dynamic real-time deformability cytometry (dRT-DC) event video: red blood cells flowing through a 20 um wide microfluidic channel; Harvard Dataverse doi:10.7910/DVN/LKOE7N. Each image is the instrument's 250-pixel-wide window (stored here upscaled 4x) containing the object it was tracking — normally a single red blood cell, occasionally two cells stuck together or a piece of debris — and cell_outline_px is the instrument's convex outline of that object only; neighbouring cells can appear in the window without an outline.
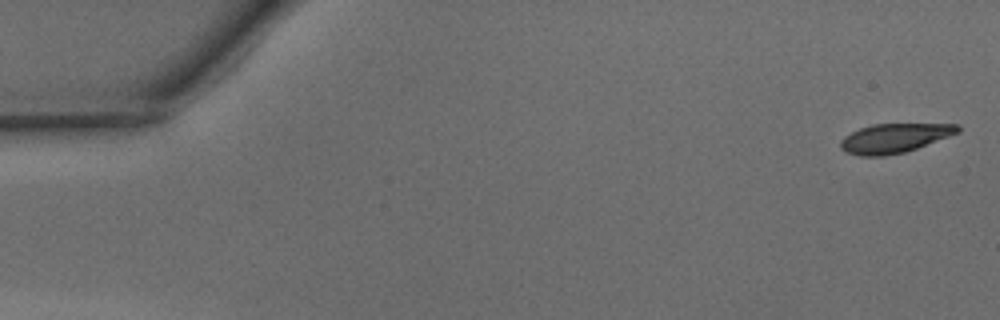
{"species": "common noctule bat (a hibernating species)", "species_latin": "Nyctalus noctula", "temperature_condition": "warm", "stored_images_in_passage": 44, "camera_frame_rate_fps": 3000, "um_per_image_px": 0.085, "animal": {"sex": "male", "body_mass_g": 15.6}, "frame": {"image": 1, "passage_image": 1, "time_ms": 0.0, "image_size_px": [1000, 320], "cell_outline_px": [[960, 132], [916, 148], [904, 152], [884, 156], [860, 156], [848, 152], [840, 148], [840, 140], [844, 136], [860, 128], [872, 124], [960, 124]], "centroid_in_image_um": [76.01, 11.74], "position_along_channel_um": 9.0, "area_um2": 19.83}}
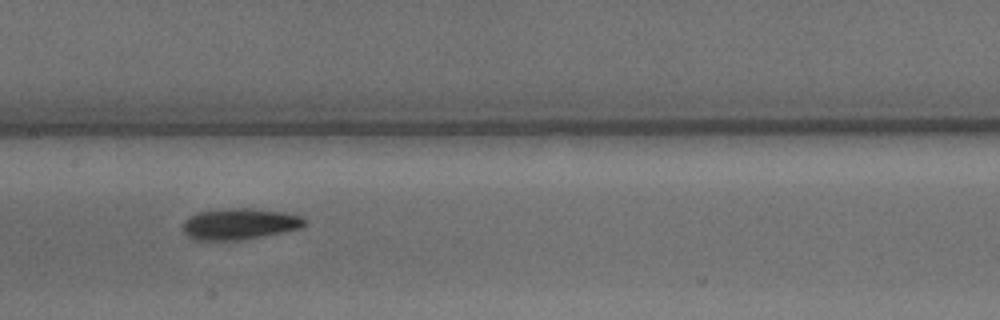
{"frame": {"image": 2, "passage_image": 24, "time_ms": 7.667, "image_size_px": [1000, 320], "cell_outline_px": [[308, 224], [300, 228], [260, 236], [236, 240], [192, 240], [184, 232], [184, 220], [196, 212], [224, 208], [252, 208], [284, 212], [300, 216], [308, 220]], "centroid_in_image_um": [20.35, 19.02], "position_along_channel_um": 187.0, "area_um2": 22.14}}
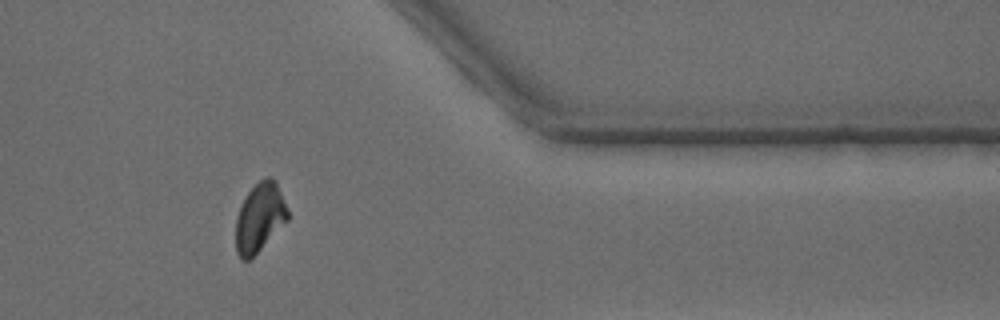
{"frame": {"image": 3, "passage_image": 40, "time_ms": 13.0, "image_size_px": [1000, 320], "cell_outline_px": [[288, 220], [248, 260], [240, 260], [236, 252], [236, 216], [248, 192], [260, 180], [268, 176], [272, 176], [276, 180], [288, 208]], "centroid_in_image_um": [22.08, 18.46], "position_along_channel_um": 389.3, "area_um2": 20.63}, "authors_computed_cell_mechanics": {"area_um2": 21.5594, "velocity_mm_per_s": 4.1486, "shape_relaxation_time_tau1_ms": 3.0682, "shape_relaxation_time_tau2_ms": 1.9473, "deformation_change_tau1": 0.1462, "deformation_change_tau2": 0.0815}}